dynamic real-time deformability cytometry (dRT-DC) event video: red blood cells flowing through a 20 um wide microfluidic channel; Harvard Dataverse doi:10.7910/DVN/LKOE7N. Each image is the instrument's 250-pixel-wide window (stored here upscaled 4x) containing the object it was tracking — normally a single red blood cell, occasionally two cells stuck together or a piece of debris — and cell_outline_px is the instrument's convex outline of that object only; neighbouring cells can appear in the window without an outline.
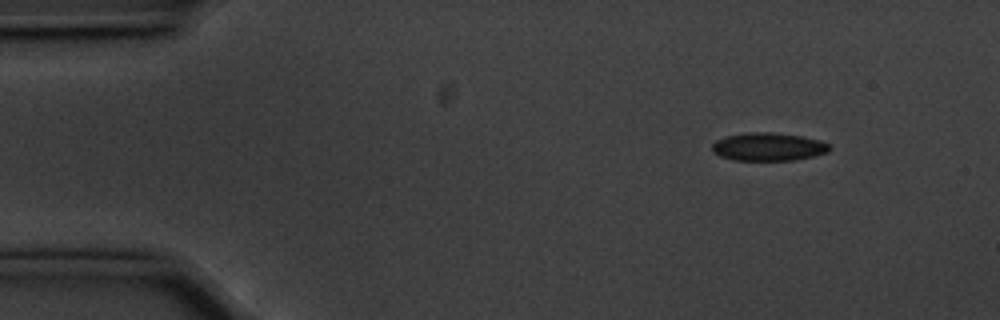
{"species": "common noctule bat (a hibernating species)", "species_latin": "Nyctalus noctula", "temperature_condition": "cold", "stored_images_in_passage": 50, "camera_frame_rate_fps": 3000, "um_per_image_px": 0.085, "animal": {"sex": "male", "body_mass_g": 20.1, "forearm_length_mm": 53.5}, "frame": {"image": 1, "passage_image": 1, "time_ms": 0.0, "image_size_px": [1000, 320], "cell_outline_px": [[832, 148], [828, 152], [796, 160], [732, 160], [720, 156], [712, 152], [712, 144], [716, 140], [724, 136], [748, 132], [772, 132], [804, 136], [820, 140], [828, 144]], "centroid_in_image_um": [65.3, 12.47], "position_along_channel_um": 19.7, "area_um2": 19.42}}
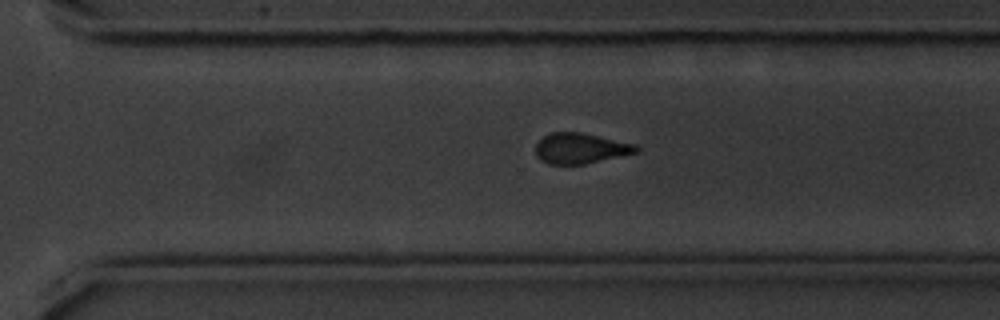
{"frame": {"image": 2, "passage_image": 33, "time_ms": 10.667, "image_size_px": [1000, 320], "cell_outline_px": [[640, 148], [636, 152], [584, 164], [548, 164], [540, 160], [536, 156], [536, 144], [544, 136], [552, 132], [580, 132], [636, 144]], "centroid_in_image_um": [49.31, 12.61], "position_along_channel_um": 321.3, "area_um2": 17.69}}
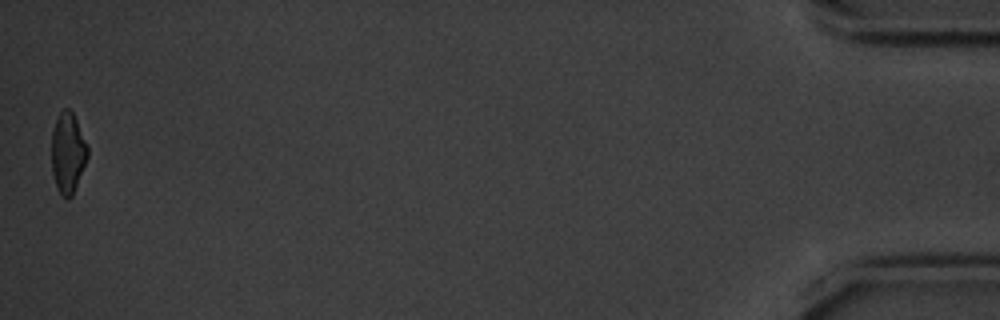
{"frame": {"image": 3, "passage_image": 50, "time_ms": 16.333, "image_size_px": [1000, 320], "cell_outline_px": [[88, 156], [72, 196], [68, 200], [56, 188], [52, 172], [52, 132], [56, 120], [60, 112], [64, 108], [68, 108], [72, 112], [76, 120], [88, 148]], "centroid_in_image_um": [5.76, 13.01], "position_along_channel_um": 429.4, "area_um2": 16.65}, "authors_computed_cell_mechanics": {"area_um2": 19.074, "velocity_mm_per_s": 3.5714, "shape_relaxation_time_tau1_ms": 3.4765, "shape_relaxation_time_tau2_ms": 2.7815, "deformation_change_tau1": 0.0943, "deformation_change_tau2": 0.0638}}